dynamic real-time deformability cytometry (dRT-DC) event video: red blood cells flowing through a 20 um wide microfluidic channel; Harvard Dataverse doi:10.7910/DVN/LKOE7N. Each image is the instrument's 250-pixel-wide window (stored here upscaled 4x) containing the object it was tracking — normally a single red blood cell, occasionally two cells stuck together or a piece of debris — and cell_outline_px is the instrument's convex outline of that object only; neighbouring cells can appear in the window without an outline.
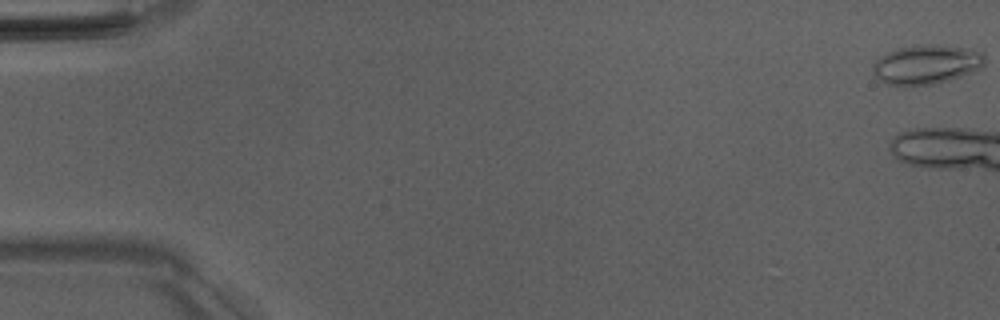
{"species": "Egyptian fruit bat (a non-hibernating species)", "species_latin": "Rousettus aegyptiacus", "temperature_condition": "room temperature", "stored_images_in_passage": 6, "camera_frame_rate_fps": 3000, "um_per_image_px": 0.085, "animal": {"sex": "male"}, "frame": {"image": 1, "passage_image": 1, "time_ms": 0.0, "image_size_px": [1000, 320], "cell_outline_px": [[984, 64], [980, 68], [972, 72], [948, 80], [932, 84], [904, 88], [896, 88], [884, 84], [872, 72], [872, 64], [880, 56], [888, 52], [900, 48], [972, 48], [980, 52], [984, 56]], "centroid_in_image_um": [78.65, 5.59], "position_along_channel_um": 6.3, "area_um2": 24.97}}